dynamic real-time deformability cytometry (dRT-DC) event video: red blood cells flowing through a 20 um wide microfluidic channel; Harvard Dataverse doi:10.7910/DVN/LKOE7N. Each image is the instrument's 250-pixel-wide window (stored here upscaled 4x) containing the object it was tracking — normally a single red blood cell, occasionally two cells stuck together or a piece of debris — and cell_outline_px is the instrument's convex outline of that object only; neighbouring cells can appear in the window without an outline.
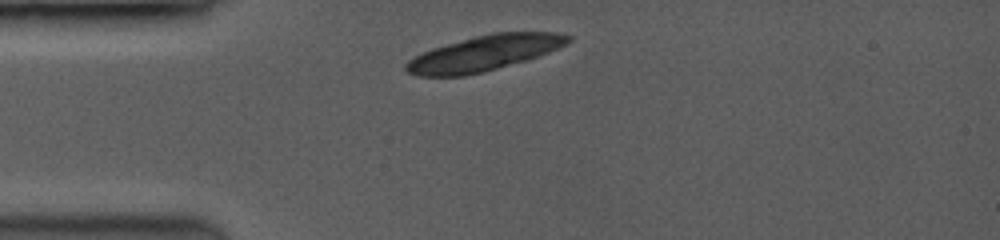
{"species": "common noctule bat (a hibernating species)", "species_latin": "Nyctalus noctula", "temperature_condition": "room temperature", "stored_images_in_passage": 6, "camera_frame_rate_fps": 3500, "um_per_image_px": 0.085, "animal": {"sex": "female", "body_mass_g": 19.0, "forearm_length_mm": 53.3}, "frame": {"image": 1, "passage_image": 1, "time_ms": 0.0, "image_size_px": [1000, 240], "cell_outline_px": [[572, 40], [556, 48], [536, 56], [524, 60], [480, 72], [460, 76], [420, 76], [408, 72], [404, 68], [404, 64], [408, 60], [432, 48], [476, 36], [492, 32], [552, 32], [572, 36]], "centroid_in_image_um": [41.11, 4.51], "position_along_channel_um": 43.9, "area_um2": 32.48}}